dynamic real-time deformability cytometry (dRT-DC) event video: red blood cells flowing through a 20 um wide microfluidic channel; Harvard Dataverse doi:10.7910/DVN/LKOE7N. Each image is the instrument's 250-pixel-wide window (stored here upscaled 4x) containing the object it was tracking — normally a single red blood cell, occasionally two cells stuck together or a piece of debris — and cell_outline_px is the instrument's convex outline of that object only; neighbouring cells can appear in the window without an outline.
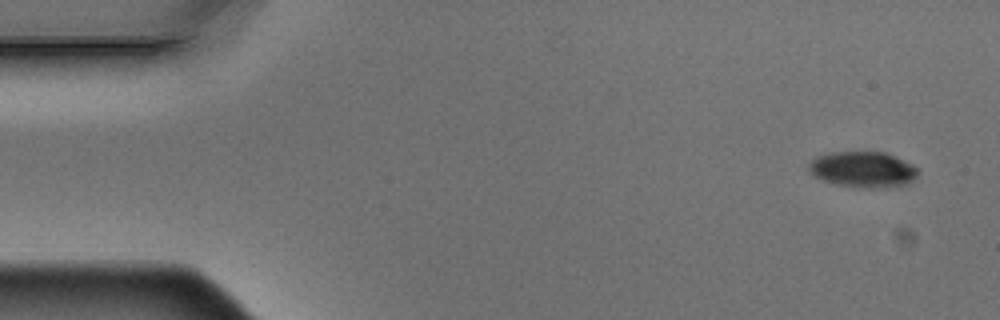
{"species": "Egyptian fruit bat (a non-hibernating species)", "species_latin": "Rousettus aegyptiacus", "temperature_condition": "warm", "stored_images_in_passage": 6, "camera_frame_rate_fps": 3000, "um_per_image_px": 0.085, "animal": {"sex": "male"}, "frame": {"image": 1, "passage_image": 1, "time_ms": 0.0, "image_size_px": [1000, 320], "cell_outline_px": [[920, 172], [908, 184], [872, 188], [860, 188], [836, 184], [824, 180], [816, 176], [808, 168], [808, 164], [816, 156], [828, 152], [884, 152], [912, 164], [920, 168]], "centroid_in_image_um": [73.37, 14.4], "position_along_channel_um": 11.6, "area_um2": 22.72}}
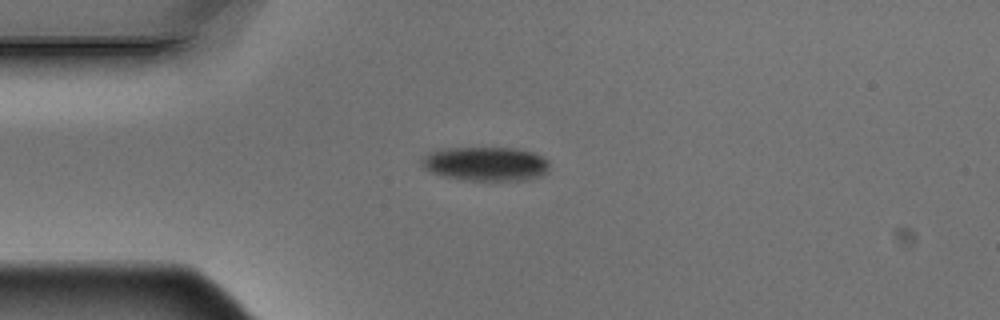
{"frame": {"image": 2, "passage_image": 4, "time_ms": 1.0, "image_size_px": [1000, 320], "cell_outline_px": [[548, 172], [544, 176], [528, 180], [472, 180], [444, 176], [432, 172], [424, 168], [420, 164], [420, 156], [428, 152], [440, 148], [516, 148], [532, 152], [548, 160]], "centroid_in_image_um": [41.27, 13.92], "position_along_channel_um": 43.7, "area_um2": 25.61}}
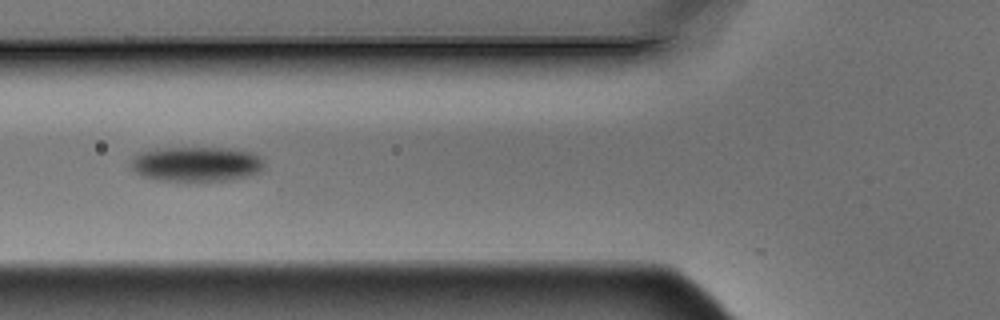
{"frame": {"image": 3, "passage_image": 6, "time_ms": 1.667, "image_size_px": [1000, 320], "cell_outline_px": [[264, 168], [260, 172], [248, 176], [232, 180], [152, 180], [140, 176], [132, 168], [132, 156], [140, 152], [164, 148], [232, 148], [256, 152], [264, 156]], "centroid_in_image_um": [16.77, 13.93], "position_along_channel_um": 109.0, "area_um2": 27.46}}